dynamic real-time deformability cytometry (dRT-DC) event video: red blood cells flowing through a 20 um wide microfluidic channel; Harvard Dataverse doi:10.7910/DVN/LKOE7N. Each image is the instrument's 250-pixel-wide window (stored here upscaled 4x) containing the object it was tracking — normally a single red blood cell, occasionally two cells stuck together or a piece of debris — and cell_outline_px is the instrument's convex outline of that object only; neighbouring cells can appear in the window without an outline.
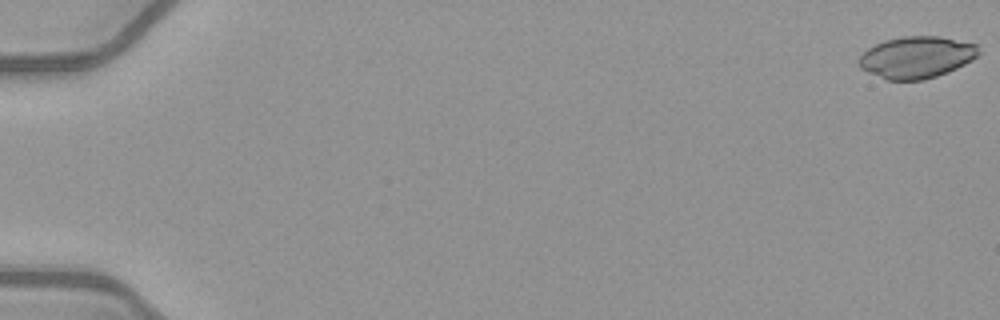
{"species": "common noctule bat (a hibernating species)", "species_latin": "Nyctalus noctula", "temperature_condition": "warm", "stored_images_in_passage": 48, "camera_frame_rate_fps": 3000, "um_per_image_px": 0.085, "animal": {"sex": "female", "body_mass_g": 21.9}, "frame": {"image": 1, "passage_image": 1, "time_ms": 0.0, "image_size_px": [1000, 320], "cell_outline_px": [[980, 52], [972, 60], [948, 72], [924, 80], [888, 80], [868, 72], [860, 68], [860, 56], [868, 48], [884, 40], [904, 36], [940, 36], [976, 44]], "centroid_in_image_um": [77.91, 4.86], "position_along_channel_um": 7.1, "area_um2": 28.96}}
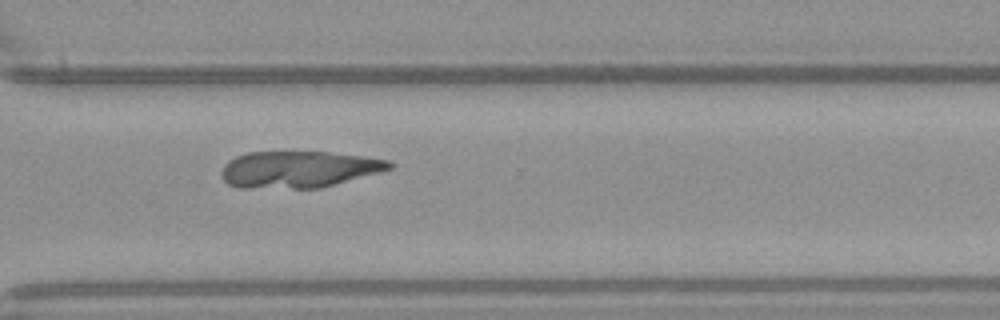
{"frame": {"image": 2, "passage_image": 40, "time_ms": 13.0, "image_size_px": [1000, 320], "cell_outline_px": [[396, 164], [392, 168], [380, 172], [320, 188], [240, 188], [228, 184], [224, 180], [220, 172], [224, 164], [228, 160], [236, 156], [248, 152], [328, 152], [364, 156], [392, 160]], "centroid_in_image_um": [25.4, 14.39], "position_along_channel_um": 345.2, "area_um2": 36.13}}
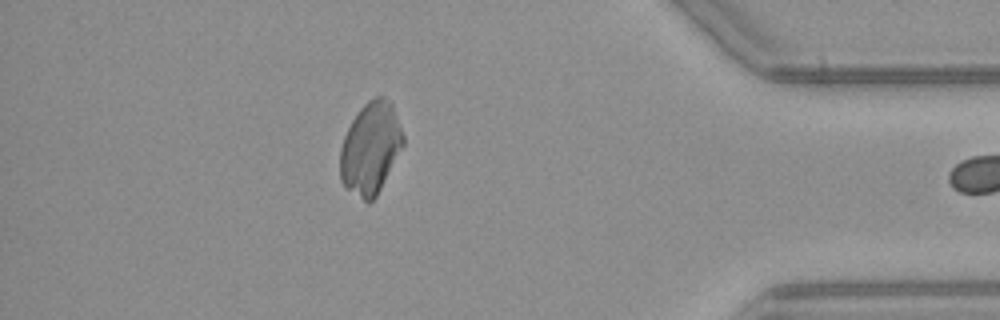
{"frame": {"image": 3, "passage_image": 47, "time_ms": 15.333, "image_size_px": [1000, 320], "cell_outline_px": [[404, 144], [376, 196], [368, 204], [344, 188], [340, 180], [340, 148], [344, 136], [352, 120], [360, 108], [368, 100], [376, 96], [384, 96], [392, 104], [404, 136]], "centroid_in_image_um": [31.47, 12.61], "position_along_channel_um": 403.7, "area_um2": 33.76}}